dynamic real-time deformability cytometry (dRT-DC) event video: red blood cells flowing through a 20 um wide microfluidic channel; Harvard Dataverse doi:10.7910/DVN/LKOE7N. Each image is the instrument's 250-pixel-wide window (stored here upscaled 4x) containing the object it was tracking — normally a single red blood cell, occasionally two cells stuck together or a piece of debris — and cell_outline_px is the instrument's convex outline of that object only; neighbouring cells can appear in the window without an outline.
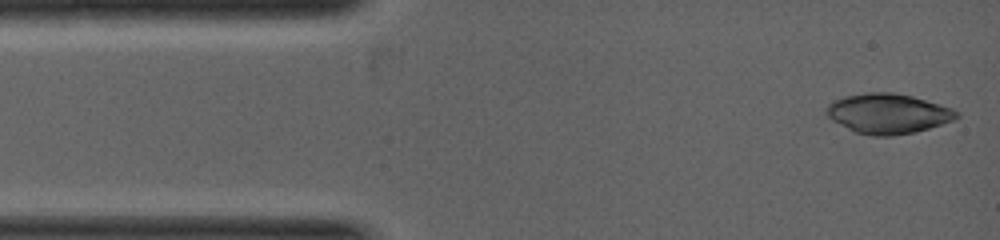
{"species": "common noctule bat (a hibernating species)", "species_latin": "Nyctalus noctula", "temperature_condition": "warm", "stored_images_in_passage": 9, "camera_frame_rate_fps": 5000, "um_per_image_px": 0.085, "animal": {"sex": "female", "body_mass_g": 19.0, "forearm_length_mm": 53.3}, "frame": {"image": 1, "passage_image": 1, "time_ms": 0.0, "image_size_px": [1000, 240], "cell_outline_px": [[960, 116], [952, 120], [916, 132], [892, 136], [872, 136], [856, 132], [832, 120], [824, 112], [824, 108], [828, 104], [844, 96], [868, 92], [892, 92], [912, 96], [952, 108], [960, 112]], "centroid_in_image_um": [75.47, 9.65], "position_along_channel_um": 9.5, "area_um2": 30.23}}
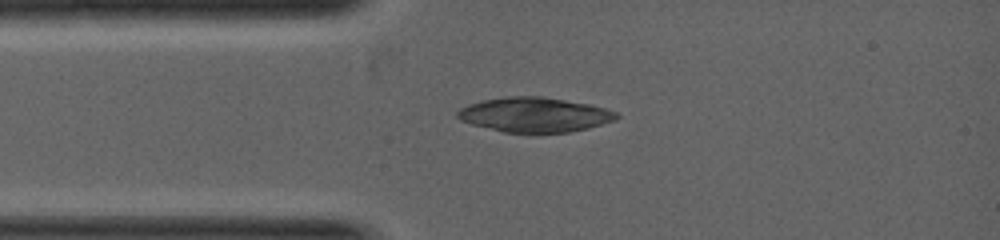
{"frame": {"image": 2, "passage_image": 9, "time_ms": 1.2, "image_size_px": [1000, 240], "cell_outline_px": [[620, 116], [616, 120], [588, 128], [568, 132], [504, 132], [472, 124], [460, 120], [456, 116], [456, 112], [460, 108], [468, 104], [484, 100], [504, 96], [544, 96], [588, 104], [604, 108], [616, 112]], "centroid_in_image_um": [45.42, 9.74], "position_along_channel_um": 39.6, "area_um2": 32.02}}